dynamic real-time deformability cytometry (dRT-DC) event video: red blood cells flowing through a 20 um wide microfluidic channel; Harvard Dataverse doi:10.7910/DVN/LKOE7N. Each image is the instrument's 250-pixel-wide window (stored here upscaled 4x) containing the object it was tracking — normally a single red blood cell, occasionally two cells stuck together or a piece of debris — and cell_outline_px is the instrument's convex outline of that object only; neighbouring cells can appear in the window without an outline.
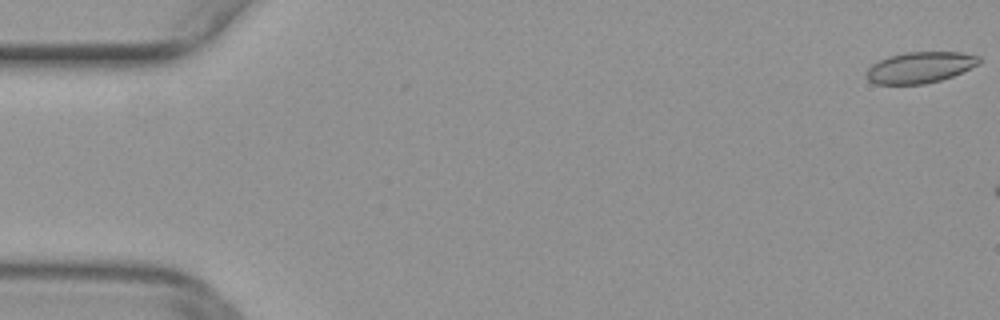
{"species": "common noctule bat (a hibernating species)", "species_latin": "Nyctalus noctula", "temperature_condition": "warm", "stored_images_in_passage": 13, "camera_frame_rate_fps": 3000, "um_per_image_px": 0.085, "animal": {"sex": "female", "body_mass_g": 29.2, "forearm_length_mm": 56.3}, "frame": {"image": 1, "passage_image": 1, "time_ms": 0.0, "image_size_px": [1000, 320], "cell_outline_px": [[980, 64], [952, 76], [940, 80], [924, 84], [876, 84], [868, 80], [868, 68], [872, 64], [888, 56], [904, 52], [960, 52], [980, 56]], "centroid_in_image_um": [78.22, 5.72], "position_along_channel_um": 6.8, "area_um2": 20.35}}